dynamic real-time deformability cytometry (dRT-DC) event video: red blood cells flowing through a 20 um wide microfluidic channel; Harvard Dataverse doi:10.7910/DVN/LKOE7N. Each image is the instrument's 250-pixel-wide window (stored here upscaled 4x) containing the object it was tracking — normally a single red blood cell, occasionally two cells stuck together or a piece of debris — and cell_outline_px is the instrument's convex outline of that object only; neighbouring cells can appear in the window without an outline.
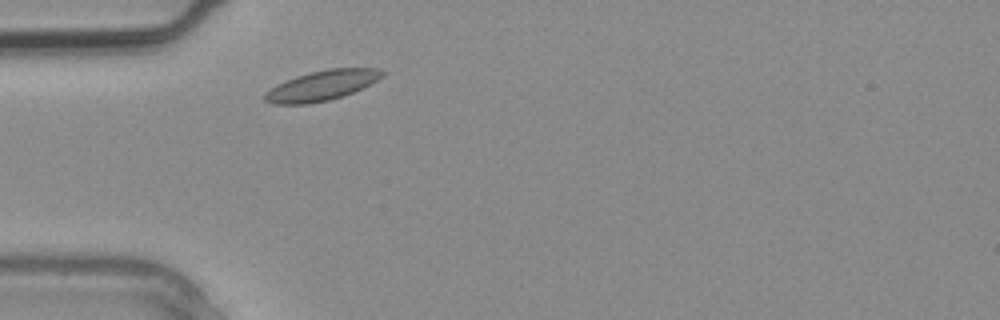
{"species": "common noctule bat (a hibernating species)", "species_latin": "Nyctalus noctula", "temperature_condition": "warm", "stored_images_in_passage": 2, "segment_of_instrument_passage": [1, 2], "camera_frame_rate_fps": 3000, "um_per_image_px": 0.085, "animal": {"sex": "male", "body_mass_g": 20.4}, "frame": {"image": 1, "passage_image": 1, "time_ms": 0.0, "image_size_px": [1000, 320], "cell_outline_px": [[388, 72], [384, 76], [352, 92], [328, 100], [308, 104], [272, 104], [264, 100], [264, 96], [276, 84], [296, 76], [328, 68], [380, 68]], "centroid_in_image_um": [27.38, 7.25], "position_along_channel_um": 57.6, "area_um2": 20.29}}